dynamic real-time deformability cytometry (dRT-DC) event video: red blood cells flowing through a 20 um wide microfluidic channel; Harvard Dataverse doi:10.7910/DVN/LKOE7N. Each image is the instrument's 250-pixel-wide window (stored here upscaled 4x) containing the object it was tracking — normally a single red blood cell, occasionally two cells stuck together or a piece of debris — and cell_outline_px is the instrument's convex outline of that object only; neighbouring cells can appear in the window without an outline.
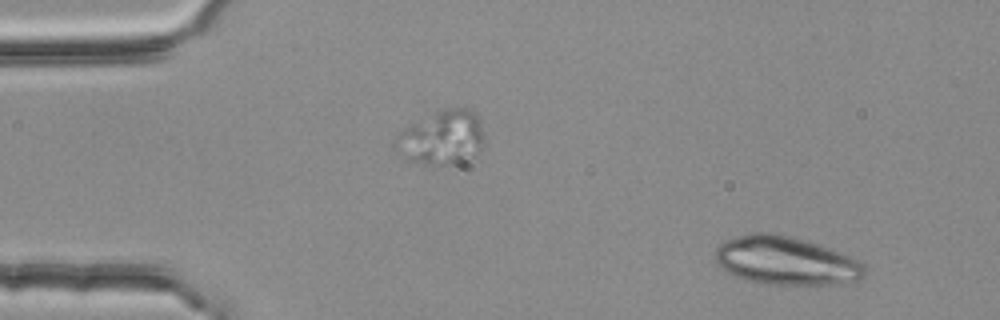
{"species": "common noctule bat (a hibernating species)", "species_latin": "Nyctalus noctula", "temperature_condition": "room temperature", "stored_images_in_passage": 4, "camera_frame_rate_fps": 3000, "um_per_image_px": 0.085, "animal": {"sex": "female", "body_mass_g": 25.1}, "frame": {"image": 1, "passage_image": 1, "time_ms": 0.0, "image_size_px": [1000, 320], "cell_outline_px": [[868, 268], [864, 276], [856, 280], [840, 284], [764, 284], [748, 280], [736, 276], [728, 272], [716, 260], [712, 252], [720, 244], [728, 240], [752, 232], [768, 232], [788, 236], [804, 240], [840, 252], [860, 260]], "centroid_in_image_um": [66.83, 22.17], "position_along_channel_um": 18.2, "area_um2": 41.85}}